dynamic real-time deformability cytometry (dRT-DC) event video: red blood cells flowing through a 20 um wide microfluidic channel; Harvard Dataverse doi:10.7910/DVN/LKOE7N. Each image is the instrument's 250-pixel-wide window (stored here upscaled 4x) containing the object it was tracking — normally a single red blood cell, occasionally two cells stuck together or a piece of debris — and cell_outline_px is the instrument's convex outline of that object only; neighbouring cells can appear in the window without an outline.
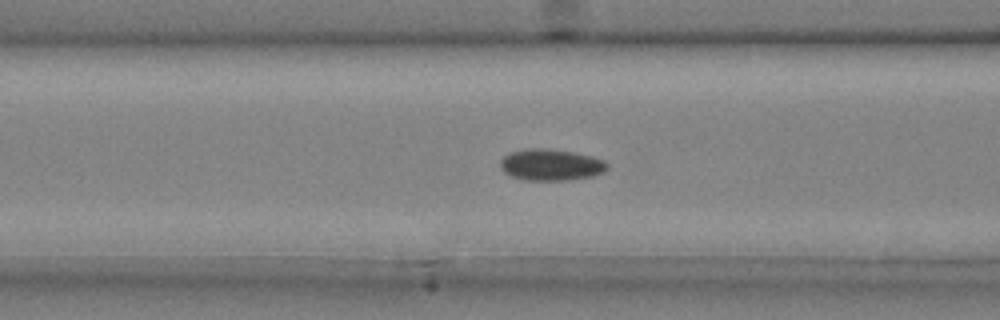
{"species": "common noctule bat (a hibernating species)", "species_latin": "Nyctalus noctula", "temperature_condition": "cold", "stored_images_in_passage": 47, "camera_frame_rate_fps": 3000, "um_per_image_px": 0.085, "animal": {"sex": "male", "body_mass_g": 20.4}, "frame": {"image": 1, "passage_image": 19, "time_ms": 6.0, "image_size_px": [1000, 320], "cell_outline_px": [[608, 168], [604, 172], [592, 176], [568, 180], [520, 180], [504, 172], [500, 168], [500, 160], [508, 152], [532, 148], [544, 148], [572, 152], [592, 156], [604, 160], [608, 164]], "centroid_in_image_um": [46.81, 14.01], "position_along_channel_um": 119.8, "area_um2": 19.71}}
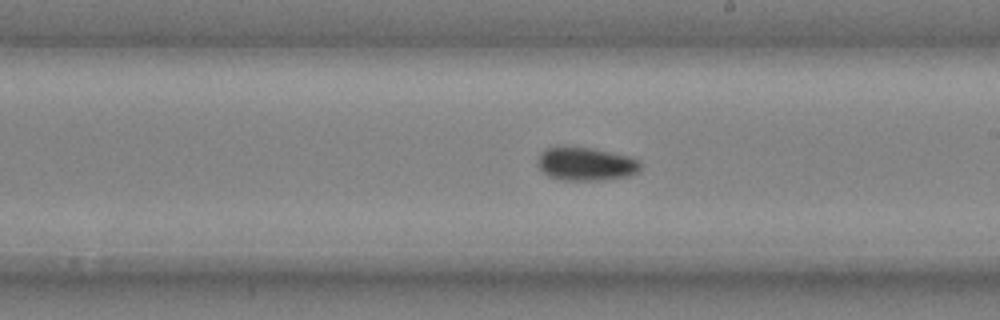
{"frame": {"image": 2, "passage_image": 28, "time_ms": 9.0, "image_size_px": [1000, 320], "cell_outline_px": [[640, 172], [628, 176], [604, 180], [564, 180], [548, 176], [536, 164], [540, 152], [548, 148], [592, 148], [632, 156], [640, 160]], "centroid_in_image_um": [49.85, 13.95], "position_along_channel_um": 239.1, "area_um2": 19.94}}
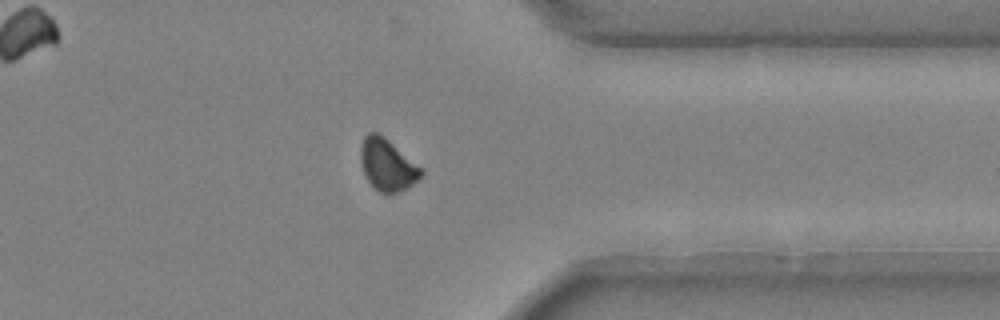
{"frame": {"image": 3, "passage_image": 39, "time_ms": 12.667, "image_size_px": [1000, 320], "cell_outline_px": [[424, 172], [412, 184], [396, 192], [380, 192], [368, 180], [360, 164], [360, 148], [364, 136], [368, 132], [376, 132], [384, 136], [424, 168]], "centroid_in_image_um": [32.92, 13.95], "position_along_channel_um": 378.5, "area_um2": 18.15}, "authors_computed_cell_mechanics": {"area_um2": 19.1896, "velocity_mm_per_s": 3.9852, "shape_relaxation_time_tau1_ms": 6.49, "shape_relaxation_time_tau2_ms": null, "deformation_change_tau1": 0.0987, "deformation_change_tau2": null}}